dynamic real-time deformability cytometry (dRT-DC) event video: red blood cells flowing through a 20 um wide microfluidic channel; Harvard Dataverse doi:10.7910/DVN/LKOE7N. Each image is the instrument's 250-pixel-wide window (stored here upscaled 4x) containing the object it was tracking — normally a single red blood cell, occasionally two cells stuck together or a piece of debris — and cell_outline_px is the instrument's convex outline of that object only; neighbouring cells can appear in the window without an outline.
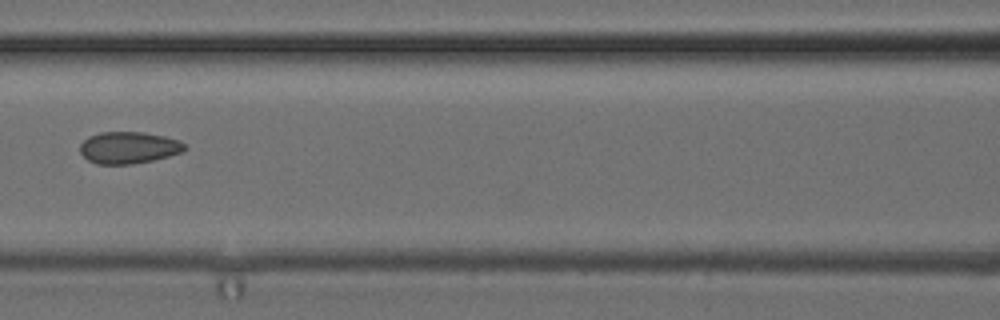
{"species": "common noctule bat (a hibernating species)", "species_latin": "Nyctalus noctula", "temperature_condition": "cold", "stored_images_in_passage": 6, "camera_frame_rate_fps": 3000, "um_per_image_px": 0.085, "animal": {"sex": "female", "body_mass_g": 24.6, "forearm_length_mm": 56.2}, "frame": {"image": 1, "passage_image": 6, "time_ms": 6.667, "image_size_px": [1000, 320], "cell_outline_px": [[188, 148], [180, 152], [168, 156], [152, 160], [132, 164], [96, 164], [88, 160], [80, 152], [80, 144], [88, 136], [100, 132], [144, 132], [164, 136], [180, 140]], "centroid_in_image_um": [10.92, 12.54], "position_along_channel_um": 155.7, "area_um2": 19.42}}